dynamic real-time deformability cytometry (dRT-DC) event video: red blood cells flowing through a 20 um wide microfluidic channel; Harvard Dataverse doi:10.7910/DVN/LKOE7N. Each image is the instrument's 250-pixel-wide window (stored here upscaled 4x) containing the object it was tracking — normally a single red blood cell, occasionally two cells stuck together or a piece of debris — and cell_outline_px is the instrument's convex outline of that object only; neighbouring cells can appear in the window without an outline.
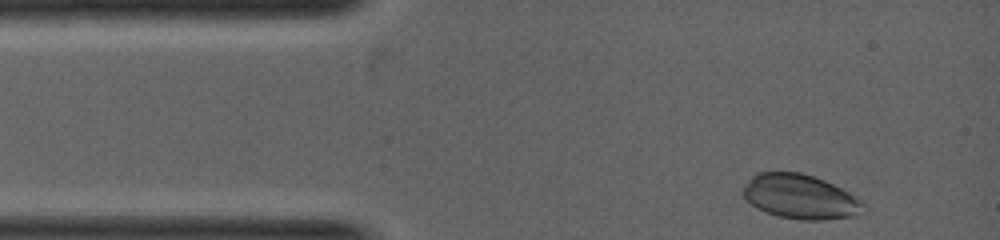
{"species": "common noctule bat (a hibernating species)", "species_latin": "Nyctalus noctula", "temperature_condition": "warm", "stored_images_in_passage": 24, "camera_frame_rate_fps": 5000, "um_per_image_px": 0.085, "animal": {"sex": "female", "body_mass_g": 19.0, "forearm_length_mm": 53.3}, "frame": {"image": 1, "passage_image": 1, "time_ms": 0.0, "image_size_px": [1000, 240], "cell_outline_px": [[860, 204], [848, 216], [820, 220], [804, 220], [780, 216], [768, 212], [752, 204], [744, 196], [744, 188], [752, 176], [760, 172], [800, 172], [824, 180], [840, 188], [860, 200]], "centroid_in_image_um": [67.91, 16.68], "position_along_channel_um": 17.1, "area_um2": 29.59}}
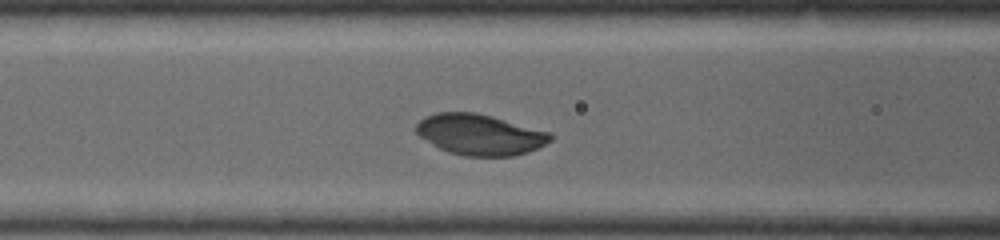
{"frame": {"image": 2, "passage_image": 12, "time_ms": 2.0, "image_size_px": [1000, 240], "cell_outline_px": [[552, 140], [528, 152], [512, 156], [464, 156], [448, 152], [440, 148], [420, 136], [416, 132], [416, 124], [424, 116], [436, 112], [476, 112], [492, 116], [548, 132], [552, 136]], "centroid_in_image_um": [40.76, 11.43], "position_along_channel_um": 125.8, "area_um2": 31.67}}
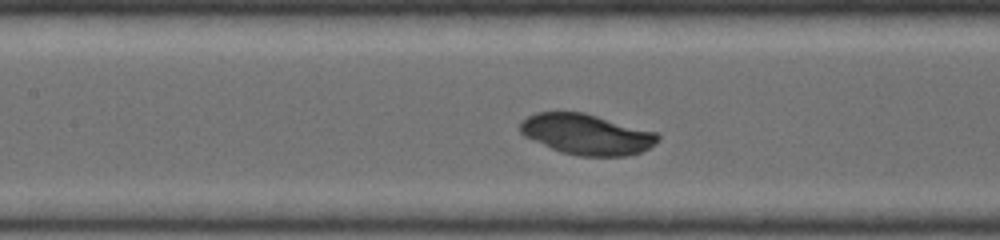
{"frame": {"image": 3, "passage_image": 14, "time_ms": 2.4, "image_size_px": [1000, 240], "cell_outline_px": [[660, 140], [648, 148], [640, 152], [628, 156], [580, 156], [560, 152], [532, 140], [524, 136], [520, 132], [520, 124], [528, 116], [536, 112], [584, 112], [656, 132], [660, 136]], "centroid_in_image_um": [49.87, 11.42], "position_along_channel_um": 157.5, "area_um2": 32.54}}